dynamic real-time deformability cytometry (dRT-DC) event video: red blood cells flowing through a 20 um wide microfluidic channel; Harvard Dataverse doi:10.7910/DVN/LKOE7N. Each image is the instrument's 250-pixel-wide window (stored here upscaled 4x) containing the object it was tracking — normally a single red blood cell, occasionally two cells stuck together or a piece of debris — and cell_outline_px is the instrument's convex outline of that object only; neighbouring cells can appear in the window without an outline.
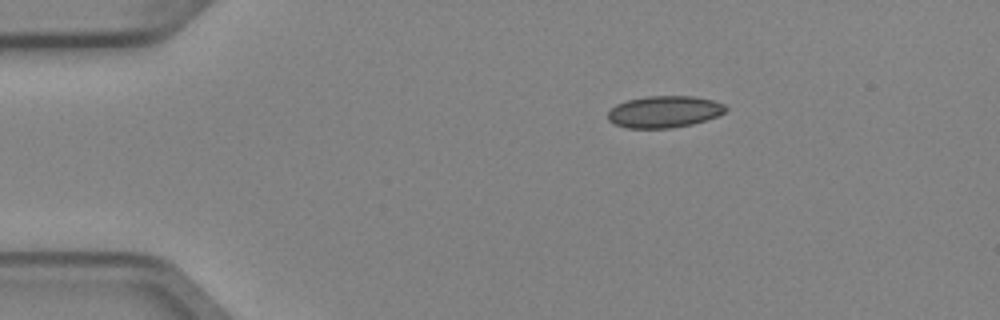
{"species": "Egyptian fruit bat (a non-hibernating species)", "species_latin": "Rousettus aegyptiacus", "temperature_condition": "cold", "stored_images_in_passage": 2, "camera_frame_rate_fps": 3000, "um_per_image_px": 0.085, "animal": {"sex": "female"}, "frame": {"image": 1, "passage_image": 1, "time_ms": 0.0, "image_size_px": [1000, 320], "cell_outline_px": [[728, 108], [724, 112], [716, 116], [692, 124], [672, 128], [628, 128], [612, 124], [608, 120], [608, 112], [616, 104], [628, 100], [648, 96], [692, 96], [712, 100], [724, 104]], "centroid_in_image_um": [56.43, 9.5], "position_along_channel_um": 28.6, "area_um2": 21.73}}